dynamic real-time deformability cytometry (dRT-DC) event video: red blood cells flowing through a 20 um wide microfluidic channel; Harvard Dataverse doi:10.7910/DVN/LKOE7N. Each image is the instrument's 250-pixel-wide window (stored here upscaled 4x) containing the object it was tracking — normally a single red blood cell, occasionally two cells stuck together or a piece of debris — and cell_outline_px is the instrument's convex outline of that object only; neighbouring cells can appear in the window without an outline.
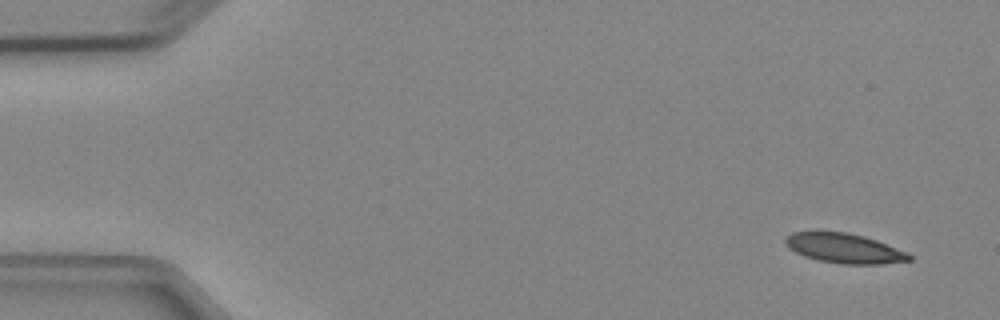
{"species": "Egyptian fruit bat (a non-hibernating species)", "species_latin": "Rousettus aegyptiacus", "temperature_condition": "cold", "stored_images_in_passage": 6, "camera_frame_rate_fps": 3000, "um_per_image_px": 0.085, "animal": {"sex": "female"}, "frame": {"image": 1, "passage_image": 1, "time_ms": 0.0, "image_size_px": [1000, 320], "cell_outline_px": [[912, 260], [880, 264], [840, 264], [820, 260], [804, 256], [788, 248], [784, 244], [784, 236], [792, 232], [848, 232], [864, 236], [876, 240], [908, 252], [912, 256]], "centroid_in_image_um": [71.75, 21.1], "position_along_channel_um": 13.3, "area_um2": 21.5}}
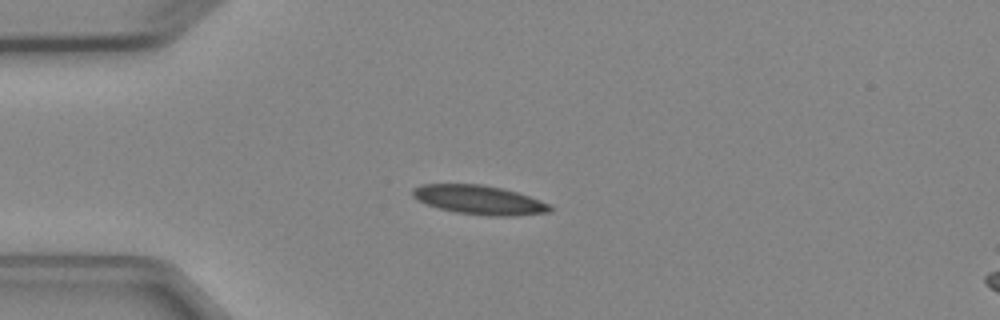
{"frame": {"image": 2, "passage_image": 4, "time_ms": 3.333, "image_size_px": [1000, 320], "cell_outline_px": [[552, 212], [516, 216], [488, 216], [456, 212], [440, 208], [428, 204], [412, 196], [412, 188], [420, 184], [484, 184], [504, 188], [540, 200], [548, 204], [552, 208]], "centroid_in_image_um": [40.75, 16.99], "position_along_channel_um": 44.2, "area_um2": 23.29}}
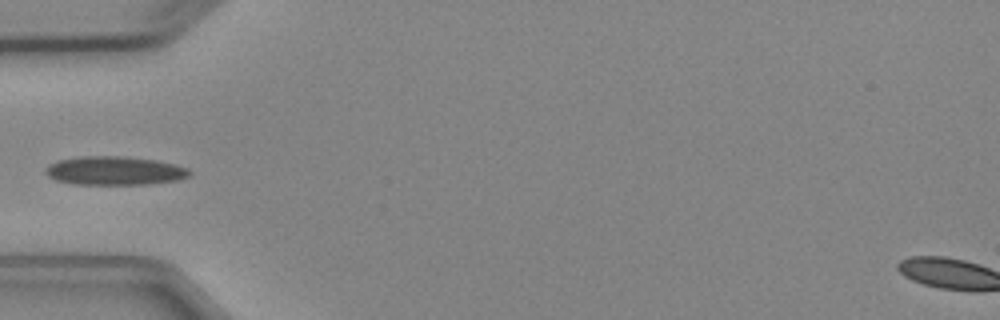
{"frame": {"image": 3, "passage_image": 5, "time_ms": 4.667, "image_size_px": [1000, 320], "cell_outline_px": [[192, 172], [188, 176], [180, 180], [148, 184], [72, 184], [56, 180], [48, 176], [44, 172], [44, 168], [48, 164], [60, 160], [80, 156], [124, 156], [156, 160], [176, 164], [188, 168]], "centroid_in_image_um": [9.74, 14.51], "position_along_channel_um": 75.3, "area_um2": 24.28}}